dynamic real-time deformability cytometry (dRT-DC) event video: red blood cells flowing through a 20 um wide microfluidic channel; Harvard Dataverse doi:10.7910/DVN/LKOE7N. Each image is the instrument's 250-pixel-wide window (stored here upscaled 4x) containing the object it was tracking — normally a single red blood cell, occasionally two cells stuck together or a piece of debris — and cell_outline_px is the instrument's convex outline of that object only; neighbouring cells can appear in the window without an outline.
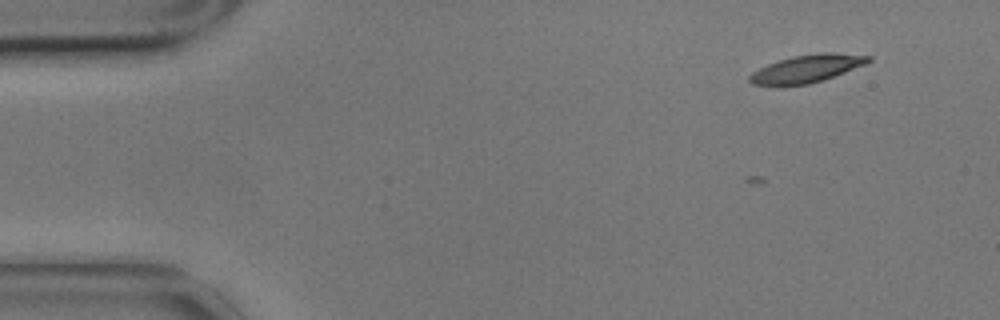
{"species": "common noctule bat (a hibernating species)", "species_latin": "Nyctalus noctula", "temperature_condition": "cold", "stored_images_in_passage": 2, "camera_frame_rate_fps": 3000, "um_per_image_px": 0.085, "animal": {"sex": "male", "body_mass_g": 17.9}, "frame": {"image": 1, "passage_image": 2, "time_ms": 0.333, "image_size_px": [1000, 320], "cell_outline_px": [[872, 60], [864, 64], [844, 72], [808, 84], [752, 84], [748, 80], [748, 76], [752, 72], [768, 64], [792, 56], [820, 52], [832, 52], [872, 56]], "centroid_in_image_um": [68.59, 5.8], "position_along_channel_um": 16.4, "area_um2": 18.61}}